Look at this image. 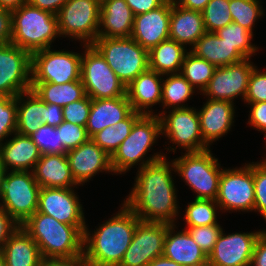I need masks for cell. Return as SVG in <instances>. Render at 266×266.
Returning a JSON list of instances; mask_svg holds the SVG:
<instances>
[{
  "label": "cell",
  "mask_w": 266,
  "mask_h": 266,
  "mask_svg": "<svg viewBox=\"0 0 266 266\" xmlns=\"http://www.w3.org/2000/svg\"><path fill=\"white\" fill-rule=\"evenodd\" d=\"M163 157L136 172L134 186L124 204L141 220L175 224L180 212L172 177L174 162ZM179 209V210H178Z\"/></svg>",
  "instance_id": "1"
},
{
  "label": "cell",
  "mask_w": 266,
  "mask_h": 266,
  "mask_svg": "<svg viewBox=\"0 0 266 266\" xmlns=\"http://www.w3.org/2000/svg\"><path fill=\"white\" fill-rule=\"evenodd\" d=\"M113 217L94 231L86 225L83 254L92 266H118L141 221L124 203ZM92 232V233H90Z\"/></svg>",
  "instance_id": "2"
},
{
  "label": "cell",
  "mask_w": 266,
  "mask_h": 266,
  "mask_svg": "<svg viewBox=\"0 0 266 266\" xmlns=\"http://www.w3.org/2000/svg\"><path fill=\"white\" fill-rule=\"evenodd\" d=\"M22 228L37 243L43 259L78 257L83 254L84 234L73 225L36 211Z\"/></svg>",
  "instance_id": "3"
},
{
  "label": "cell",
  "mask_w": 266,
  "mask_h": 266,
  "mask_svg": "<svg viewBox=\"0 0 266 266\" xmlns=\"http://www.w3.org/2000/svg\"><path fill=\"white\" fill-rule=\"evenodd\" d=\"M160 136H162V131L159 116L157 114H143L134 123L130 135L110 156L113 174L121 175L122 173L130 171L134 165L138 164L139 170L146 164L166 157V154L156 152L153 155L144 158Z\"/></svg>",
  "instance_id": "4"
},
{
  "label": "cell",
  "mask_w": 266,
  "mask_h": 266,
  "mask_svg": "<svg viewBox=\"0 0 266 266\" xmlns=\"http://www.w3.org/2000/svg\"><path fill=\"white\" fill-rule=\"evenodd\" d=\"M12 15V38L15 46L30 54L52 47V42L60 37L57 16L49 11L41 10L28 2Z\"/></svg>",
  "instance_id": "5"
},
{
  "label": "cell",
  "mask_w": 266,
  "mask_h": 266,
  "mask_svg": "<svg viewBox=\"0 0 266 266\" xmlns=\"http://www.w3.org/2000/svg\"><path fill=\"white\" fill-rule=\"evenodd\" d=\"M92 45L125 87L149 68L148 50L132 37H98Z\"/></svg>",
  "instance_id": "6"
},
{
  "label": "cell",
  "mask_w": 266,
  "mask_h": 266,
  "mask_svg": "<svg viewBox=\"0 0 266 266\" xmlns=\"http://www.w3.org/2000/svg\"><path fill=\"white\" fill-rule=\"evenodd\" d=\"M181 154L172 160L175 173L197 194L195 198L216 200L223 170L218 158L213 156L210 149Z\"/></svg>",
  "instance_id": "7"
},
{
  "label": "cell",
  "mask_w": 266,
  "mask_h": 266,
  "mask_svg": "<svg viewBox=\"0 0 266 266\" xmlns=\"http://www.w3.org/2000/svg\"><path fill=\"white\" fill-rule=\"evenodd\" d=\"M100 9L99 0H68L56 14L60 37L92 44L98 38Z\"/></svg>",
  "instance_id": "8"
},
{
  "label": "cell",
  "mask_w": 266,
  "mask_h": 266,
  "mask_svg": "<svg viewBox=\"0 0 266 266\" xmlns=\"http://www.w3.org/2000/svg\"><path fill=\"white\" fill-rule=\"evenodd\" d=\"M40 189L32 171H7L0 207L21 226L37 211Z\"/></svg>",
  "instance_id": "9"
},
{
  "label": "cell",
  "mask_w": 266,
  "mask_h": 266,
  "mask_svg": "<svg viewBox=\"0 0 266 266\" xmlns=\"http://www.w3.org/2000/svg\"><path fill=\"white\" fill-rule=\"evenodd\" d=\"M81 81L91 99L118 98L126 95V87L92 45H83Z\"/></svg>",
  "instance_id": "10"
},
{
  "label": "cell",
  "mask_w": 266,
  "mask_h": 266,
  "mask_svg": "<svg viewBox=\"0 0 266 266\" xmlns=\"http://www.w3.org/2000/svg\"><path fill=\"white\" fill-rule=\"evenodd\" d=\"M157 113L161 121L162 136L168 137L176 147H167L168 151L176 152L179 147L185 153L202 152L209 148L204 144L200 129V119L197 108H175ZM168 113V115H167Z\"/></svg>",
  "instance_id": "11"
},
{
  "label": "cell",
  "mask_w": 266,
  "mask_h": 266,
  "mask_svg": "<svg viewBox=\"0 0 266 266\" xmlns=\"http://www.w3.org/2000/svg\"><path fill=\"white\" fill-rule=\"evenodd\" d=\"M82 53L46 48L31 54V82L63 84L81 80Z\"/></svg>",
  "instance_id": "12"
},
{
  "label": "cell",
  "mask_w": 266,
  "mask_h": 266,
  "mask_svg": "<svg viewBox=\"0 0 266 266\" xmlns=\"http://www.w3.org/2000/svg\"><path fill=\"white\" fill-rule=\"evenodd\" d=\"M215 201L223 212L254 211L253 162L238 168H223Z\"/></svg>",
  "instance_id": "13"
},
{
  "label": "cell",
  "mask_w": 266,
  "mask_h": 266,
  "mask_svg": "<svg viewBox=\"0 0 266 266\" xmlns=\"http://www.w3.org/2000/svg\"><path fill=\"white\" fill-rule=\"evenodd\" d=\"M31 90V54L12 43L0 44V96Z\"/></svg>",
  "instance_id": "14"
},
{
  "label": "cell",
  "mask_w": 266,
  "mask_h": 266,
  "mask_svg": "<svg viewBox=\"0 0 266 266\" xmlns=\"http://www.w3.org/2000/svg\"><path fill=\"white\" fill-rule=\"evenodd\" d=\"M170 225L140 221L118 266H147L155 258L163 256L165 236Z\"/></svg>",
  "instance_id": "15"
},
{
  "label": "cell",
  "mask_w": 266,
  "mask_h": 266,
  "mask_svg": "<svg viewBox=\"0 0 266 266\" xmlns=\"http://www.w3.org/2000/svg\"><path fill=\"white\" fill-rule=\"evenodd\" d=\"M256 66L250 58L224 67H216L202 95L208 99L233 102L239 96L244 101L250 76Z\"/></svg>",
  "instance_id": "16"
},
{
  "label": "cell",
  "mask_w": 266,
  "mask_h": 266,
  "mask_svg": "<svg viewBox=\"0 0 266 266\" xmlns=\"http://www.w3.org/2000/svg\"><path fill=\"white\" fill-rule=\"evenodd\" d=\"M74 188H46L39 192L37 211L57 221L76 226L83 234L86 228L84 208Z\"/></svg>",
  "instance_id": "17"
},
{
  "label": "cell",
  "mask_w": 266,
  "mask_h": 266,
  "mask_svg": "<svg viewBox=\"0 0 266 266\" xmlns=\"http://www.w3.org/2000/svg\"><path fill=\"white\" fill-rule=\"evenodd\" d=\"M263 231L226 234L222 230L208 255V266H251L256 240Z\"/></svg>",
  "instance_id": "18"
},
{
  "label": "cell",
  "mask_w": 266,
  "mask_h": 266,
  "mask_svg": "<svg viewBox=\"0 0 266 266\" xmlns=\"http://www.w3.org/2000/svg\"><path fill=\"white\" fill-rule=\"evenodd\" d=\"M66 155L72 176L79 186L89 182L99 172L113 173L110 156L91 139Z\"/></svg>",
  "instance_id": "19"
},
{
  "label": "cell",
  "mask_w": 266,
  "mask_h": 266,
  "mask_svg": "<svg viewBox=\"0 0 266 266\" xmlns=\"http://www.w3.org/2000/svg\"><path fill=\"white\" fill-rule=\"evenodd\" d=\"M171 0L147 13L134 16L131 37L146 50L169 39Z\"/></svg>",
  "instance_id": "20"
},
{
  "label": "cell",
  "mask_w": 266,
  "mask_h": 266,
  "mask_svg": "<svg viewBox=\"0 0 266 266\" xmlns=\"http://www.w3.org/2000/svg\"><path fill=\"white\" fill-rule=\"evenodd\" d=\"M235 103L221 100L207 99L203 107L198 110L200 129L204 144L210 148L211 144L224 137L234 125Z\"/></svg>",
  "instance_id": "21"
},
{
  "label": "cell",
  "mask_w": 266,
  "mask_h": 266,
  "mask_svg": "<svg viewBox=\"0 0 266 266\" xmlns=\"http://www.w3.org/2000/svg\"><path fill=\"white\" fill-rule=\"evenodd\" d=\"M163 77L148 68L126 87V96L133 111L144 115L155 114L152 108L161 104Z\"/></svg>",
  "instance_id": "22"
},
{
  "label": "cell",
  "mask_w": 266,
  "mask_h": 266,
  "mask_svg": "<svg viewBox=\"0 0 266 266\" xmlns=\"http://www.w3.org/2000/svg\"><path fill=\"white\" fill-rule=\"evenodd\" d=\"M176 224L167 228L163 256L182 266H208V256L186 229L175 231ZM177 232V233H176Z\"/></svg>",
  "instance_id": "23"
},
{
  "label": "cell",
  "mask_w": 266,
  "mask_h": 266,
  "mask_svg": "<svg viewBox=\"0 0 266 266\" xmlns=\"http://www.w3.org/2000/svg\"><path fill=\"white\" fill-rule=\"evenodd\" d=\"M10 137L0 144V163L3 168L6 171H33L41 157L37 145L30 136L17 132Z\"/></svg>",
  "instance_id": "24"
},
{
  "label": "cell",
  "mask_w": 266,
  "mask_h": 266,
  "mask_svg": "<svg viewBox=\"0 0 266 266\" xmlns=\"http://www.w3.org/2000/svg\"><path fill=\"white\" fill-rule=\"evenodd\" d=\"M133 112L127 96L106 99H91V109L86 130L91 138L104 128L126 119Z\"/></svg>",
  "instance_id": "25"
},
{
  "label": "cell",
  "mask_w": 266,
  "mask_h": 266,
  "mask_svg": "<svg viewBox=\"0 0 266 266\" xmlns=\"http://www.w3.org/2000/svg\"><path fill=\"white\" fill-rule=\"evenodd\" d=\"M38 185L46 188H77L66 154L41 155L32 171Z\"/></svg>",
  "instance_id": "26"
},
{
  "label": "cell",
  "mask_w": 266,
  "mask_h": 266,
  "mask_svg": "<svg viewBox=\"0 0 266 266\" xmlns=\"http://www.w3.org/2000/svg\"><path fill=\"white\" fill-rule=\"evenodd\" d=\"M206 33L201 11L186 9L171 0L169 39L185 46L193 47Z\"/></svg>",
  "instance_id": "27"
},
{
  "label": "cell",
  "mask_w": 266,
  "mask_h": 266,
  "mask_svg": "<svg viewBox=\"0 0 266 266\" xmlns=\"http://www.w3.org/2000/svg\"><path fill=\"white\" fill-rule=\"evenodd\" d=\"M134 14L125 0H103L98 37H131Z\"/></svg>",
  "instance_id": "28"
},
{
  "label": "cell",
  "mask_w": 266,
  "mask_h": 266,
  "mask_svg": "<svg viewBox=\"0 0 266 266\" xmlns=\"http://www.w3.org/2000/svg\"><path fill=\"white\" fill-rule=\"evenodd\" d=\"M0 254L6 266H40L44 260L37 243L22 226L6 241Z\"/></svg>",
  "instance_id": "29"
},
{
  "label": "cell",
  "mask_w": 266,
  "mask_h": 266,
  "mask_svg": "<svg viewBox=\"0 0 266 266\" xmlns=\"http://www.w3.org/2000/svg\"><path fill=\"white\" fill-rule=\"evenodd\" d=\"M189 51L215 67H224L245 59L234 46L219 38L215 32H206L192 48L190 47Z\"/></svg>",
  "instance_id": "30"
},
{
  "label": "cell",
  "mask_w": 266,
  "mask_h": 266,
  "mask_svg": "<svg viewBox=\"0 0 266 266\" xmlns=\"http://www.w3.org/2000/svg\"><path fill=\"white\" fill-rule=\"evenodd\" d=\"M188 52L174 40L162 41L148 51L149 69L161 75L178 74Z\"/></svg>",
  "instance_id": "31"
},
{
  "label": "cell",
  "mask_w": 266,
  "mask_h": 266,
  "mask_svg": "<svg viewBox=\"0 0 266 266\" xmlns=\"http://www.w3.org/2000/svg\"><path fill=\"white\" fill-rule=\"evenodd\" d=\"M44 102L32 90L17 96V128L16 132L31 136L43 125Z\"/></svg>",
  "instance_id": "32"
},
{
  "label": "cell",
  "mask_w": 266,
  "mask_h": 266,
  "mask_svg": "<svg viewBox=\"0 0 266 266\" xmlns=\"http://www.w3.org/2000/svg\"><path fill=\"white\" fill-rule=\"evenodd\" d=\"M31 90L45 103L56 104L61 107L86 96L81 80L55 84L50 82H31Z\"/></svg>",
  "instance_id": "33"
},
{
  "label": "cell",
  "mask_w": 266,
  "mask_h": 266,
  "mask_svg": "<svg viewBox=\"0 0 266 266\" xmlns=\"http://www.w3.org/2000/svg\"><path fill=\"white\" fill-rule=\"evenodd\" d=\"M162 83V112L167 109L186 108V101L190 100L196 89L183 77L181 73L164 75ZM165 79V80H164Z\"/></svg>",
  "instance_id": "34"
},
{
  "label": "cell",
  "mask_w": 266,
  "mask_h": 266,
  "mask_svg": "<svg viewBox=\"0 0 266 266\" xmlns=\"http://www.w3.org/2000/svg\"><path fill=\"white\" fill-rule=\"evenodd\" d=\"M143 114L133 111L126 119L113 126L104 128L102 131L93 135V140L102 150L111 156L119 145L130 135L134 123Z\"/></svg>",
  "instance_id": "35"
},
{
  "label": "cell",
  "mask_w": 266,
  "mask_h": 266,
  "mask_svg": "<svg viewBox=\"0 0 266 266\" xmlns=\"http://www.w3.org/2000/svg\"><path fill=\"white\" fill-rule=\"evenodd\" d=\"M216 67L207 60L195 56L190 51L182 64L181 74L196 89L202 93L213 77ZM198 88V89H197Z\"/></svg>",
  "instance_id": "36"
},
{
  "label": "cell",
  "mask_w": 266,
  "mask_h": 266,
  "mask_svg": "<svg viewBox=\"0 0 266 266\" xmlns=\"http://www.w3.org/2000/svg\"><path fill=\"white\" fill-rule=\"evenodd\" d=\"M215 33L226 43L234 46L245 59L251 58L259 49L251 42L254 34L235 22L218 29Z\"/></svg>",
  "instance_id": "37"
},
{
  "label": "cell",
  "mask_w": 266,
  "mask_h": 266,
  "mask_svg": "<svg viewBox=\"0 0 266 266\" xmlns=\"http://www.w3.org/2000/svg\"><path fill=\"white\" fill-rule=\"evenodd\" d=\"M217 210L220 207L215 200L194 198V201L188 202L183 218L187 227L218 224Z\"/></svg>",
  "instance_id": "38"
},
{
  "label": "cell",
  "mask_w": 266,
  "mask_h": 266,
  "mask_svg": "<svg viewBox=\"0 0 266 266\" xmlns=\"http://www.w3.org/2000/svg\"><path fill=\"white\" fill-rule=\"evenodd\" d=\"M261 0H229V10L233 22L253 33L256 20L264 15Z\"/></svg>",
  "instance_id": "39"
},
{
  "label": "cell",
  "mask_w": 266,
  "mask_h": 266,
  "mask_svg": "<svg viewBox=\"0 0 266 266\" xmlns=\"http://www.w3.org/2000/svg\"><path fill=\"white\" fill-rule=\"evenodd\" d=\"M201 12L206 32H216L233 22L229 0H210Z\"/></svg>",
  "instance_id": "40"
},
{
  "label": "cell",
  "mask_w": 266,
  "mask_h": 266,
  "mask_svg": "<svg viewBox=\"0 0 266 266\" xmlns=\"http://www.w3.org/2000/svg\"><path fill=\"white\" fill-rule=\"evenodd\" d=\"M30 137L37 145L41 155L67 153L60 141L59 131L56 127L43 124Z\"/></svg>",
  "instance_id": "41"
},
{
  "label": "cell",
  "mask_w": 266,
  "mask_h": 266,
  "mask_svg": "<svg viewBox=\"0 0 266 266\" xmlns=\"http://www.w3.org/2000/svg\"><path fill=\"white\" fill-rule=\"evenodd\" d=\"M16 128L17 97L0 96V144L16 133Z\"/></svg>",
  "instance_id": "42"
},
{
  "label": "cell",
  "mask_w": 266,
  "mask_h": 266,
  "mask_svg": "<svg viewBox=\"0 0 266 266\" xmlns=\"http://www.w3.org/2000/svg\"><path fill=\"white\" fill-rule=\"evenodd\" d=\"M254 212H259L266 221V159L253 162Z\"/></svg>",
  "instance_id": "43"
},
{
  "label": "cell",
  "mask_w": 266,
  "mask_h": 266,
  "mask_svg": "<svg viewBox=\"0 0 266 266\" xmlns=\"http://www.w3.org/2000/svg\"><path fill=\"white\" fill-rule=\"evenodd\" d=\"M56 129L59 131L60 141L67 152L90 139L86 128L78 124L63 121Z\"/></svg>",
  "instance_id": "44"
},
{
  "label": "cell",
  "mask_w": 266,
  "mask_h": 266,
  "mask_svg": "<svg viewBox=\"0 0 266 266\" xmlns=\"http://www.w3.org/2000/svg\"><path fill=\"white\" fill-rule=\"evenodd\" d=\"M185 229L207 256L213 251L215 243L223 230L220 224L186 227Z\"/></svg>",
  "instance_id": "45"
},
{
  "label": "cell",
  "mask_w": 266,
  "mask_h": 266,
  "mask_svg": "<svg viewBox=\"0 0 266 266\" xmlns=\"http://www.w3.org/2000/svg\"><path fill=\"white\" fill-rule=\"evenodd\" d=\"M62 108L64 121L86 127L91 109V98L86 95L83 99L69 103Z\"/></svg>",
  "instance_id": "46"
},
{
  "label": "cell",
  "mask_w": 266,
  "mask_h": 266,
  "mask_svg": "<svg viewBox=\"0 0 266 266\" xmlns=\"http://www.w3.org/2000/svg\"><path fill=\"white\" fill-rule=\"evenodd\" d=\"M266 101V71L255 67L249 79L244 103H258Z\"/></svg>",
  "instance_id": "47"
},
{
  "label": "cell",
  "mask_w": 266,
  "mask_h": 266,
  "mask_svg": "<svg viewBox=\"0 0 266 266\" xmlns=\"http://www.w3.org/2000/svg\"><path fill=\"white\" fill-rule=\"evenodd\" d=\"M250 105L248 124L253 129L266 134V101L258 103H247Z\"/></svg>",
  "instance_id": "48"
},
{
  "label": "cell",
  "mask_w": 266,
  "mask_h": 266,
  "mask_svg": "<svg viewBox=\"0 0 266 266\" xmlns=\"http://www.w3.org/2000/svg\"><path fill=\"white\" fill-rule=\"evenodd\" d=\"M20 225L11 217V215L2 207H0V252Z\"/></svg>",
  "instance_id": "49"
},
{
  "label": "cell",
  "mask_w": 266,
  "mask_h": 266,
  "mask_svg": "<svg viewBox=\"0 0 266 266\" xmlns=\"http://www.w3.org/2000/svg\"><path fill=\"white\" fill-rule=\"evenodd\" d=\"M63 108L56 104L44 102L43 123L49 126L58 127L63 121Z\"/></svg>",
  "instance_id": "50"
},
{
  "label": "cell",
  "mask_w": 266,
  "mask_h": 266,
  "mask_svg": "<svg viewBox=\"0 0 266 266\" xmlns=\"http://www.w3.org/2000/svg\"><path fill=\"white\" fill-rule=\"evenodd\" d=\"M165 1L166 0H125L134 16L156 9Z\"/></svg>",
  "instance_id": "51"
},
{
  "label": "cell",
  "mask_w": 266,
  "mask_h": 266,
  "mask_svg": "<svg viewBox=\"0 0 266 266\" xmlns=\"http://www.w3.org/2000/svg\"><path fill=\"white\" fill-rule=\"evenodd\" d=\"M251 266H266V230L256 240Z\"/></svg>",
  "instance_id": "52"
},
{
  "label": "cell",
  "mask_w": 266,
  "mask_h": 266,
  "mask_svg": "<svg viewBox=\"0 0 266 266\" xmlns=\"http://www.w3.org/2000/svg\"><path fill=\"white\" fill-rule=\"evenodd\" d=\"M12 38V15L8 10L0 9V44L10 43Z\"/></svg>",
  "instance_id": "53"
},
{
  "label": "cell",
  "mask_w": 266,
  "mask_h": 266,
  "mask_svg": "<svg viewBox=\"0 0 266 266\" xmlns=\"http://www.w3.org/2000/svg\"><path fill=\"white\" fill-rule=\"evenodd\" d=\"M40 266H92L84 254L72 258L44 259Z\"/></svg>",
  "instance_id": "54"
},
{
  "label": "cell",
  "mask_w": 266,
  "mask_h": 266,
  "mask_svg": "<svg viewBox=\"0 0 266 266\" xmlns=\"http://www.w3.org/2000/svg\"><path fill=\"white\" fill-rule=\"evenodd\" d=\"M67 1L68 0H27L30 5L41 10L49 11L55 15Z\"/></svg>",
  "instance_id": "55"
},
{
  "label": "cell",
  "mask_w": 266,
  "mask_h": 266,
  "mask_svg": "<svg viewBox=\"0 0 266 266\" xmlns=\"http://www.w3.org/2000/svg\"><path fill=\"white\" fill-rule=\"evenodd\" d=\"M178 5L183 8L202 11L210 0H174Z\"/></svg>",
  "instance_id": "56"
},
{
  "label": "cell",
  "mask_w": 266,
  "mask_h": 266,
  "mask_svg": "<svg viewBox=\"0 0 266 266\" xmlns=\"http://www.w3.org/2000/svg\"><path fill=\"white\" fill-rule=\"evenodd\" d=\"M25 3H27V0H0V9L12 12Z\"/></svg>",
  "instance_id": "57"
},
{
  "label": "cell",
  "mask_w": 266,
  "mask_h": 266,
  "mask_svg": "<svg viewBox=\"0 0 266 266\" xmlns=\"http://www.w3.org/2000/svg\"><path fill=\"white\" fill-rule=\"evenodd\" d=\"M147 266H182L173 260L167 259L164 256L157 257L152 260Z\"/></svg>",
  "instance_id": "58"
},
{
  "label": "cell",
  "mask_w": 266,
  "mask_h": 266,
  "mask_svg": "<svg viewBox=\"0 0 266 266\" xmlns=\"http://www.w3.org/2000/svg\"><path fill=\"white\" fill-rule=\"evenodd\" d=\"M6 172L7 171L3 168V166L0 163V200H1L2 186H3V183H4V178H5Z\"/></svg>",
  "instance_id": "59"
},
{
  "label": "cell",
  "mask_w": 266,
  "mask_h": 266,
  "mask_svg": "<svg viewBox=\"0 0 266 266\" xmlns=\"http://www.w3.org/2000/svg\"><path fill=\"white\" fill-rule=\"evenodd\" d=\"M0 266H6L5 260L3 259L1 254H0Z\"/></svg>",
  "instance_id": "60"
}]
</instances>
